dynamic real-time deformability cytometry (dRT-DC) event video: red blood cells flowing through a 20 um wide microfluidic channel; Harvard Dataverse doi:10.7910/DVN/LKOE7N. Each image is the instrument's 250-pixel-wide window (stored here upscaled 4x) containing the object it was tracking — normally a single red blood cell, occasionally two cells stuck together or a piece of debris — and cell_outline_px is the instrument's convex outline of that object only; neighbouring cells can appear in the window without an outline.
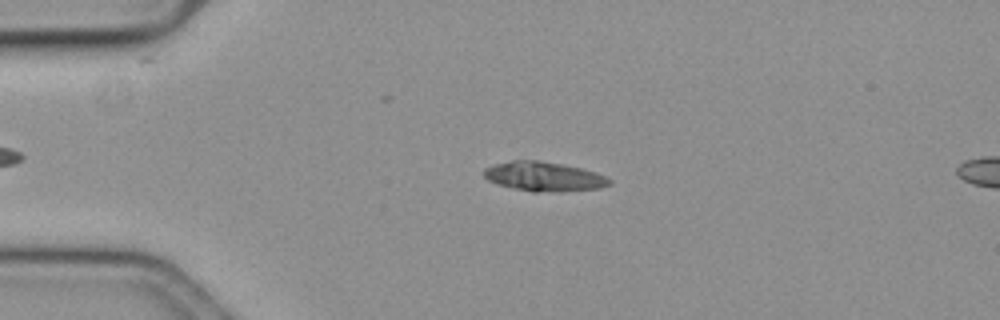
{"species": "common noctule bat (a hibernating species)", "species_latin": "Nyctalus noctula", "temperature_condition": "cold", "stored_images_in_passage": 18, "camera_frame_rate_fps": 3000, "um_per_image_px": 0.085, "animal": {"sex": "female", "body_mass_g": 19.3, "forearm_length_mm": 54.1}, "frame": {"image": 1, "passage_image": 13, "time_ms": 4.0, "image_size_px": [1000, 320], "cell_outline_px": [[612, 184], [600, 188], [560, 192], [532, 192], [512, 188], [496, 184], [488, 180], [484, 176], [484, 168], [496, 164], [512, 160], [536, 160], [560, 164], [580, 168], [596, 172], [612, 180]], "centroid_in_image_um": [46.24, 15.02], "position_along_channel_um": 38.8, "area_um2": 21.56}}